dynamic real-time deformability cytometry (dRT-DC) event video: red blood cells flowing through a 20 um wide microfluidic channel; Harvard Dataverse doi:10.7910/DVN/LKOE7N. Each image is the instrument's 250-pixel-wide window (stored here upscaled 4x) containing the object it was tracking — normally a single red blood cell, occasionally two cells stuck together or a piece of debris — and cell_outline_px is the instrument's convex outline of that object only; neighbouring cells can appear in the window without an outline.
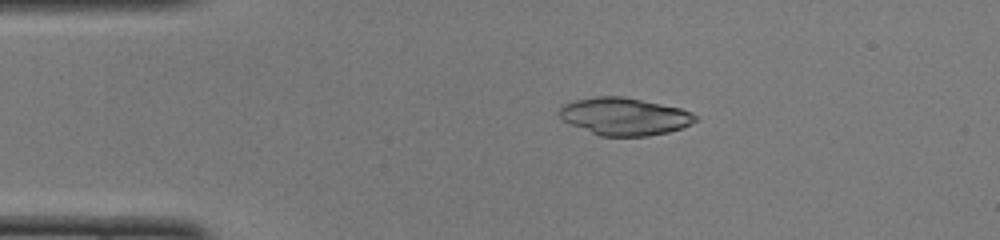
{"species": "common noctule bat (a hibernating species)", "species_latin": "Nyctalus noctula", "temperature_condition": "cold", "stored_images_in_passage": 49, "camera_frame_rate_fps": 3000, "um_per_image_px": 0.085, "animal": {"sex": "female", "body_mass_g": 22.0, "forearm_length_mm": 56.7}, "frame": {"image": 1, "passage_image": 9, "time_ms": 2.667, "image_size_px": [1000, 240], "cell_outline_px": [[700, 116], [692, 124], [668, 132], [648, 136], [600, 136], [572, 124], [564, 120], [560, 116], [560, 108], [564, 104], [576, 100], [596, 96], [620, 96], [680, 108]], "centroid_in_image_um": [53.11, 9.9], "position_along_channel_um": 31.9, "area_um2": 29.3}}